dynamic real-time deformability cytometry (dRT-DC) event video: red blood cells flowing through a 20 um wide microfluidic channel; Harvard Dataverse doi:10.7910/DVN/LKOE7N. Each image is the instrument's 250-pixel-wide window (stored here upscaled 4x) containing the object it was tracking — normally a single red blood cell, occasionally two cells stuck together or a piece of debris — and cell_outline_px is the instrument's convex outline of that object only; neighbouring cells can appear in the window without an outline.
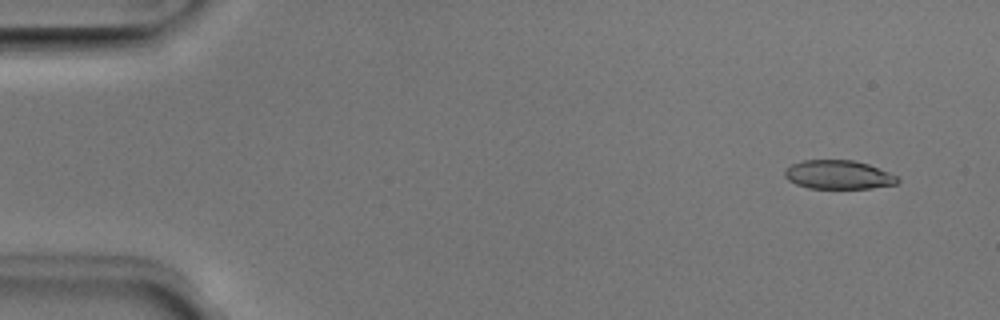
{"species": "Egyptian fruit bat (a non-hibernating species)", "species_latin": "Rousettus aegyptiacus", "temperature_condition": "room temperature", "stored_images_in_passage": 51, "camera_frame_rate_fps": 3000, "um_per_image_px": 0.085, "animal": {"sex": "male"}, "frame": {"image": 1, "passage_image": 4, "time_ms": 1.0, "image_size_px": [1000, 320], "cell_outline_px": [[900, 180], [896, 184], [868, 188], [808, 188], [796, 184], [788, 180], [784, 176], [784, 172], [792, 164], [804, 160], [852, 160], [868, 164], [900, 176]], "centroid_in_image_um": [71.29, 14.85], "position_along_channel_um": 13.7, "area_um2": 18.9}}
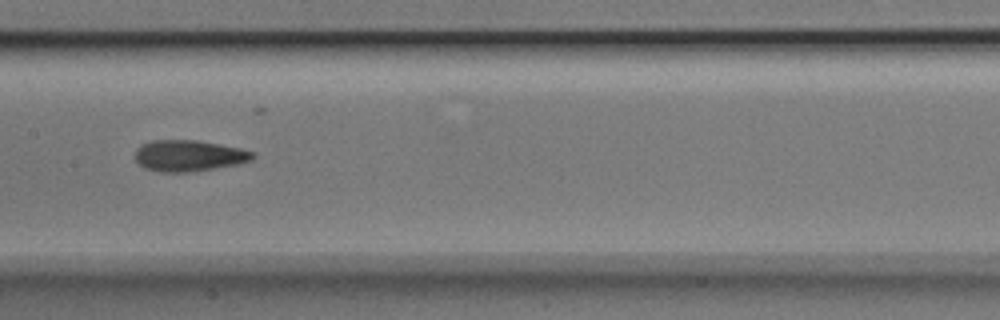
{"frame": {"image": 2, "passage_image": 26, "time_ms": 8.333, "image_size_px": [1000, 320], "cell_outline_px": [[256, 156], [252, 160], [240, 164], [188, 172], [160, 172], [144, 168], [136, 160], [136, 148], [140, 144], [152, 140], [196, 140], [240, 148], [256, 152]], "centroid_in_image_um": [16.07, 13.23], "position_along_channel_um": 191.3, "area_um2": 21.5}}
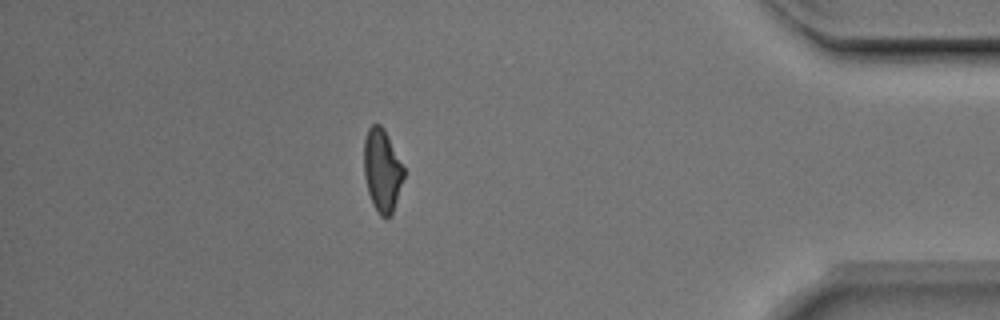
{"frame": {"image": 3, "passage_image": 45, "time_ms": 14.667, "image_size_px": [1000, 320], "cell_outline_px": [[404, 176], [392, 212], [388, 216], [380, 216], [372, 204], [368, 192], [364, 176], [364, 140], [368, 128], [372, 124], [380, 124], [384, 128], [404, 168]], "centroid_in_image_um": [32.46, 14.45], "position_along_channel_um": 402.7, "area_um2": 18.96}, "authors_computed_cell_mechanics": {"area_um2": 20.23, "velocity_mm_per_s": 3.9835, "shape_relaxation_time_tau1_ms": 5.2579, "shape_relaxation_time_tau2_ms": 2.3719, "deformation_change_tau1": 0.1504, "deformation_change_tau2": 0.0982}}